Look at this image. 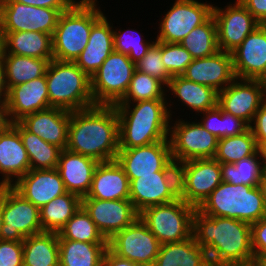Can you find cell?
I'll use <instances>...</instances> for the list:
<instances>
[{"mask_svg": "<svg viewBox=\"0 0 266 266\" xmlns=\"http://www.w3.org/2000/svg\"><path fill=\"white\" fill-rule=\"evenodd\" d=\"M103 266H147V265L136 264L129 261L128 259L120 258L116 254L112 253L109 249H107L104 255Z\"/></svg>", "mask_w": 266, "mask_h": 266, "instance_id": "obj_52", "label": "cell"}, {"mask_svg": "<svg viewBox=\"0 0 266 266\" xmlns=\"http://www.w3.org/2000/svg\"><path fill=\"white\" fill-rule=\"evenodd\" d=\"M98 1H75L62 12L52 36L53 59L75 60L85 49L92 25L105 14Z\"/></svg>", "mask_w": 266, "mask_h": 266, "instance_id": "obj_4", "label": "cell"}, {"mask_svg": "<svg viewBox=\"0 0 266 266\" xmlns=\"http://www.w3.org/2000/svg\"><path fill=\"white\" fill-rule=\"evenodd\" d=\"M197 116H201L199 123L204 129L217 138H221V109L218 106L199 113Z\"/></svg>", "mask_w": 266, "mask_h": 266, "instance_id": "obj_48", "label": "cell"}, {"mask_svg": "<svg viewBox=\"0 0 266 266\" xmlns=\"http://www.w3.org/2000/svg\"><path fill=\"white\" fill-rule=\"evenodd\" d=\"M12 125L18 130L24 148L27 151L31 169L57 168L62 149L44 141L42 138L27 131L19 122Z\"/></svg>", "mask_w": 266, "mask_h": 266, "instance_id": "obj_36", "label": "cell"}, {"mask_svg": "<svg viewBox=\"0 0 266 266\" xmlns=\"http://www.w3.org/2000/svg\"><path fill=\"white\" fill-rule=\"evenodd\" d=\"M177 167L179 197L196 208L222 182L221 163L214 158L192 159Z\"/></svg>", "mask_w": 266, "mask_h": 266, "instance_id": "obj_11", "label": "cell"}, {"mask_svg": "<svg viewBox=\"0 0 266 266\" xmlns=\"http://www.w3.org/2000/svg\"><path fill=\"white\" fill-rule=\"evenodd\" d=\"M31 169L18 130L11 124L0 133V186H12Z\"/></svg>", "mask_w": 266, "mask_h": 266, "instance_id": "obj_24", "label": "cell"}, {"mask_svg": "<svg viewBox=\"0 0 266 266\" xmlns=\"http://www.w3.org/2000/svg\"><path fill=\"white\" fill-rule=\"evenodd\" d=\"M258 187L260 189L261 195L264 198V201L266 203V172L263 173L259 183H258Z\"/></svg>", "mask_w": 266, "mask_h": 266, "instance_id": "obj_56", "label": "cell"}, {"mask_svg": "<svg viewBox=\"0 0 266 266\" xmlns=\"http://www.w3.org/2000/svg\"><path fill=\"white\" fill-rule=\"evenodd\" d=\"M3 226V212H2V186H0V240H2L1 237V228Z\"/></svg>", "mask_w": 266, "mask_h": 266, "instance_id": "obj_58", "label": "cell"}, {"mask_svg": "<svg viewBox=\"0 0 266 266\" xmlns=\"http://www.w3.org/2000/svg\"><path fill=\"white\" fill-rule=\"evenodd\" d=\"M113 24L103 14L93 25L88 43L75 63L90 78L114 51Z\"/></svg>", "mask_w": 266, "mask_h": 266, "instance_id": "obj_27", "label": "cell"}, {"mask_svg": "<svg viewBox=\"0 0 266 266\" xmlns=\"http://www.w3.org/2000/svg\"><path fill=\"white\" fill-rule=\"evenodd\" d=\"M130 196L133 207L140 213L143 209L172 202L179 198L178 171H159L155 175H135L130 180Z\"/></svg>", "mask_w": 266, "mask_h": 266, "instance_id": "obj_15", "label": "cell"}, {"mask_svg": "<svg viewBox=\"0 0 266 266\" xmlns=\"http://www.w3.org/2000/svg\"><path fill=\"white\" fill-rule=\"evenodd\" d=\"M6 34L3 27V20L0 14V56L5 52Z\"/></svg>", "mask_w": 266, "mask_h": 266, "instance_id": "obj_55", "label": "cell"}, {"mask_svg": "<svg viewBox=\"0 0 266 266\" xmlns=\"http://www.w3.org/2000/svg\"><path fill=\"white\" fill-rule=\"evenodd\" d=\"M8 86L6 82L5 68L0 57V102H6L8 98Z\"/></svg>", "mask_w": 266, "mask_h": 266, "instance_id": "obj_53", "label": "cell"}, {"mask_svg": "<svg viewBox=\"0 0 266 266\" xmlns=\"http://www.w3.org/2000/svg\"><path fill=\"white\" fill-rule=\"evenodd\" d=\"M259 266H266V254H261L255 259Z\"/></svg>", "mask_w": 266, "mask_h": 266, "instance_id": "obj_59", "label": "cell"}, {"mask_svg": "<svg viewBox=\"0 0 266 266\" xmlns=\"http://www.w3.org/2000/svg\"><path fill=\"white\" fill-rule=\"evenodd\" d=\"M82 207L107 240L115 233L131 225L139 217V213L133 207L130 199L82 198Z\"/></svg>", "mask_w": 266, "mask_h": 266, "instance_id": "obj_19", "label": "cell"}, {"mask_svg": "<svg viewBox=\"0 0 266 266\" xmlns=\"http://www.w3.org/2000/svg\"><path fill=\"white\" fill-rule=\"evenodd\" d=\"M249 129V125L242 119L221 110V138L237 136Z\"/></svg>", "mask_w": 266, "mask_h": 266, "instance_id": "obj_46", "label": "cell"}, {"mask_svg": "<svg viewBox=\"0 0 266 266\" xmlns=\"http://www.w3.org/2000/svg\"><path fill=\"white\" fill-rule=\"evenodd\" d=\"M153 266H211L207 252L194 236L161 245Z\"/></svg>", "mask_w": 266, "mask_h": 266, "instance_id": "obj_30", "label": "cell"}, {"mask_svg": "<svg viewBox=\"0 0 266 266\" xmlns=\"http://www.w3.org/2000/svg\"><path fill=\"white\" fill-rule=\"evenodd\" d=\"M259 151L262 157L264 171L266 172V142L259 147Z\"/></svg>", "mask_w": 266, "mask_h": 266, "instance_id": "obj_57", "label": "cell"}, {"mask_svg": "<svg viewBox=\"0 0 266 266\" xmlns=\"http://www.w3.org/2000/svg\"><path fill=\"white\" fill-rule=\"evenodd\" d=\"M251 238L254 258L266 254V217L251 224Z\"/></svg>", "mask_w": 266, "mask_h": 266, "instance_id": "obj_47", "label": "cell"}, {"mask_svg": "<svg viewBox=\"0 0 266 266\" xmlns=\"http://www.w3.org/2000/svg\"><path fill=\"white\" fill-rule=\"evenodd\" d=\"M142 37L143 35L136 29H124V31L121 28L113 29L114 51L127 54L131 61L136 64L156 42V40L147 41Z\"/></svg>", "mask_w": 266, "mask_h": 266, "instance_id": "obj_42", "label": "cell"}, {"mask_svg": "<svg viewBox=\"0 0 266 266\" xmlns=\"http://www.w3.org/2000/svg\"><path fill=\"white\" fill-rule=\"evenodd\" d=\"M161 58L171 76L182 75L193 61L191 54L180 43L162 42Z\"/></svg>", "mask_w": 266, "mask_h": 266, "instance_id": "obj_44", "label": "cell"}, {"mask_svg": "<svg viewBox=\"0 0 266 266\" xmlns=\"http://www.w3.org/2000/svg\"><path fill=\"white\" fill-rule=\"evenodd\" d=\"M185 120L171 118L169 141L172 160L180 164L192 159L214 158L219 138L204 129L199 120Z\"/></svg>", "mask_w": 266, "mask_h": 266, "instance_id": "obj_9", "label": "cell"}, {"mask_svg": "<svg viewBox=\"0 0 266 266\" xmlns=\"http://www.w3.org/2000/svg\"><path fill=\"white\" fill-rule=\"evenodd\" d=\"M6 104L12 123L26 115L50 108L46 75L11 87Z\"/></svg>", "mask_w": 266, "mask_h": 266, "instance_id": "obj_25", "label": "cell"}, {"mask_svg": "<svg viewBox=\"0 0 266 266\" xmlns=\"http://www.w3.org/2000/svg\"><path fill=\"white\" fill-rule=\"evenodd\" d=\"M61 11L16 1H2L1 17L5 32L36 31L53 36Z\"/></svg>", "mask_w": 266, "mask_h": 266, "instance_id": "obj_17", "label": "cell"}, {"mask_svg": "<svg viewBox=\"0 0 266 266\" xmlns=\"http://www.w3.org/2000/svg\"><path fill=\"white\" fill-rule=\"evenodd\" d=\"M81 206L82 198L69 192L48 202L40 208V222L43 232L59 233Z\"/></svg>", "mask_w": 266, "mask_h": 266, "instance_id": "obj_34", "label": "cell"}, {"mask_svg": "<svg viewBox=\"0 0 266 266\" xmlns=\"http://www.w3.org/2000/svg\"><path fill=\"white\" fill-rule=\"evenodd\" d=\"M2 1L3 0H0V13H1Z\"/></svg>", "mask_w": 266, "mask_h": 266, "instance_id": "obj_62", "label": "cell"}, {"mask_svg": "<svg viewBox=\"0 0 266 266\" xmlns=\"http://www.w3.org/2000/svg\"><path fill=\"white\" fill-rule=\"evenodd\" d=\"M58 239H70L88 243H108L89 214L81 206L59 231Z\"/></svg>", "mask_w": 266, "mask_h": 266, "instance_id": "obj_40", "label": "cell"}, {"mask_svg": "<svg viewBox=\"0 0 266 266\" xmlns=\"http://www.w3.org/2000/svg\"><path fill=\"white\" fill-rule=\"evenodd\" d=\"M166 92H170L169 100L172 97L178 98L181 105L185 106L194 115L213 109L217 106L218 92L213 88L187 80L182 75L172 76Z\"/></svg>", "mask_w": 266, "mask_h": 266, "instance_id": "obj_29", "label": "cell"}, {"mask_svg": "<svg viewBox=\"0 0 266 266\" xmlns=\"http://www.w3.org/2000/svg\"><path fill=\"white\" fill-rule=\"evenodd\" d=\"M0 266H23L22 241L0 240Z\"/></svg>", "mask_w": 266, "mask_h": 266, "instance_id": "obj_45", "label": "cell"}, {"mask_svg": "<svg viewBox=\"0 0 266 266\" xmlns=\"http://www.w3.org/2000/svg\"><path fill=\"white\" fill-rule=\"evenodd\" d=\"M130 181L116 160L99 162L88 194L83 198L98 200L129 199Z\"/></svg>", "mask_w": 266, "mask_h": 266, "instance_id": "obj_28", "label": "cell"}, {"mask_svg": "<svg viewBox=\"0 0 266 266\" xmlns=\"http://www.w3.org/2000/svg\"><path fill=\"white\" fill-rule=\"evenodd\" d=\"M193 236L207 252L211 266H229L254 261L251 224L228 217L207 216L197 208Z\"/></svg>", "mask_w": 266, "mask_h": 266, "instance_id": "obj_1", "label": "cell"}, {"mask_svg": "<svg viewBox=\"0 0 266 266\" xmlns=\"http://www.w3.org/2000/svg\"><path fill=\"white\" fill-rule=\"evenodd\" d=\"M207 216L228 217L249 224L266 217L258 186L221 182L197 208Z\"/></svg>", "mask_w": 266, "mask_h": 266, "instance_id": "obj_5", "label": "cell"}, {"mask_svg": "<svg viewBox=\"0 0 266 266\" xmlns=\"http://www.w3.org/2000/svg\"><path fill=\"white\" fill-rule=\"evenodd\" d=\"M8 89L30 80L40 78L46 73L49 61L42 58L2 54Z\"/></svg>", "mask_w": 266, "mask_h": 266, "instance_id": "obj_35", "label": "cell"}, {"mask_svg": "<svg viewBox=\"0 0 266 266\" xmlns=\"http://www.w3.org/2000/svg\"><path fill=\"white\" fill-rule=\"evenodd\" d=\"M2 240L23 241L42 233L40 209L19 194L12 186H2Z\"/></svg>", "mask_w": 266, "mask_h": 266, "instance_id": "obj_10", "label": "cell"}, {"mask_svg": "<svg viewBox=\"0 0 266 266\" xmlns=\"http://www.w3.org/2000/svg\"><path fill=\"white\" fill-rule=\"evenodd\" d=\"M5 52L33 58L53 60L52 35L36 31L5 32Z\"/></svg>", "mask_w": 266, "mask_h": 266, "instance_id": "obj_31", "label": "cell"}, {"mask_svg": "<svg viewBox=\"0 0 266 266\" xmlns=\"http://www.w3.org/2000/svg\"><path fill=\"white\" fill-rule=\"evenodd\" d=\"M166 90L167 87L160 80L135 69L128 90L118 103L168 99Z\"/></svg>", "mask_w": 266, "mask_h": 266, "instance_id": "obj_41", "label": "cell"}, {"mask_svg": "<svg viewBox=\"0 0 266 266\" xmlns=\"http://www.w3.org/2000/svg\"><path fill=\"white\" fill-rule=\"evenodd\" d=\"M182 76L220 92L236 78L232 54L219 50L212 56L193 59Z\"/></svg>", "mask_w": 266, "mask_h": 266, "instance_id": "obj_21", "label": "cell"}, {"mask_svg": "<svg viewBox=\"0 0 266 266\" xmlns=\"http://www.w3.org/2000/svg\"><path fill=\"white\" fill-rule=\"evenodd\" d=\"M259 151L250 129L237 136L220 138L214 156L219 163H236Z\"/></svg>", "mask_w": 266, "mask_h": 266, "instance_id": "obj_39", "label": "cell"}, {"mask_svg": "<svg viewBox=\"0 0 266 266\" xmlns=\"http://www.w3.org/2000/svg\"><path fill=\"white\" fill-rule=\"evenodd\" d=\"M70 111L50 107L26 115L18 122L29 132L36 134L44 141L66 149Z\"/></svg>", "mask_w": 266, "mask_h": 266, "instance_id": "obj_23", "label": "cell"}, {"mask_svg": "<svg viewBox=\"0 0 266 266\" xmlns=\"http://www.w3.org/2000/svg\"><path fill=\"white\" fill-rule=\"evenodd\" d=\"M59 266H103L108 243L58 239Z\"/></svg>", "mask_w": 266, "mask_h": 266, "instance_id": "obj_33", "label": "cell"}, {"mask_svg": "<svg viewBox=\"0 0 266 266\" xmlns=\"http://www.w3.org/2000/svg\"><path fill=\"white\" fill-rule=\"evenodd\" d=\"M12 124L6 102H0V133L4 132Z\"/></svg>", "mask_w": 266, "mask_h": 266, "instance_id": "obj_54", "label": "cell"}, {"mask_svg": "<svg viewBox=\"0 0 266 266\" xmlns=\"http://www.w3.org/2000/svg\"><path fill=\"white\" fill-rule=\"evenodd\" d=\"M249 129L255 137L258 147L266 142V102L256 112Z\"/></svg>", "mask_w": 266, "mask_h": 266, "instance_id": "obj_49", "label": "cell"}, {"mask_svg": "<svg viewBox=\"0 0 266 266\" xmlns=\"http://www.w3.org/2000/svg\"><path fill=\"white\" fill-rule=\"evenodd\" d=\"M162 42L156 41L144 57L135 64L136 69L160 80L166 87L172 76L167 72L162 62Z\"/></svg>", "mask_w": 266, "mask_h": 266, "instance_id": "obj_43", "label": "cell"}, {"mask_svg": "<svg viewBox=\"0 0 266 266\" xmlns=\"http://www.w3.org/2000/svg\"><path fill=\"white\" fill-rule=\"evenodd\" d=\"M98 161L68 149L60 153L57 170L67 192L85 197L91 187L93 174Z\"/></svg>", "mask_w": 266, "mask_h": 266, "instance_id": "obj_26", "label": "cell"}, {"mask_svg": "<svg viewBox=\"0 0 266 266\" xmlns=\"http://www.w3.org/2000/svg\"><path fill=\"white\" fill-rule=\"evenodd\" d=\"M45 75L50 107L72 112L95 105L91 79L75 62L53 59Z\"/></svg>", "mask_w": 266, "mask_h": 266, "instance_id": "obj_6", "label": "cell"}, {"mask_svg": "<svg viewBox=\"0 0 266 266\" xmlns=\"http://www.w3.org/2000/svg\"><path fill=\"white\" fill-rule=\"evenodd\" d=\"M260 83H261V86H262V89H263V92H264V95H265V98H266V72L265 74L259 79Z\"/></svg>", "mask_w": 266, "mask_h": 266, "instance_id": "obj_60", "label": "cell"}, {"mask_svg": "<svg viewBox=\"0 0 266 266\" xmlns=\"http://www.w3.org/2000/svg\"><path fill=\"white\" fill-rule=\"evenodd\" d=\"M98 162L115 160L119 151V121L114 105H94L72 111L67 147Z\"/></svg>", "mask_w": 266, "mask_h": 266, "instance_id": "obj_2", "label": "cell"}, {"mask_svg": "<svg viewBox=\"0 0 266 266\" xmlns=\"http://www.w3.org/2000/svg\"><path fill=\"white\" fill-rule=\"evenodd\" d=\"M23 266H59L58 233L42 232L25 237Z\"/></svg>", "mask_w": 266, "mask_h": 266, "instance_id": "obj_32", "label": "cell"}, {"mask_svg": "<svg viewBox=\"0 0 266 266\" xmlns=\"http://www.w3.org/2000/svg\"><path fill=\"white\" fill-rule=\"evenodd\" d=\"M266 98L259 80L235 78L222 91L218 92L217 106L251 124Z\"/></svg>", "mask_w": 266, "mask_h": 266, "instance_id": "obj_18", "label": "cell"}, {"mask_svg": "<svg viewBox=\"0 0 266 266\" xmlns=\"http://www.w3.org/2000/svg\"><path fill=\"white\" fill-rule=\"evenodd\" d=\"M3 1H16L26 5L45 7L50 9H58L61 12H65L75 1H98V0H3Z\"/></svg>", "mask_w": 266, "mask_h": 266, "instance_id": "obj_50", "label": "cell"}, {"mask_svg": "<svg viewBox=\"0 0 266 266\" xmlns=\"http://www.w3.org/2000/svg\"><path fill=\"white\" fill-rule=\"evenodd\" d=\"M260 23H266V0H239Z\"/></svg>", "mask_w": 266, "mask_h": 266, "instance_id": "obj_51", "label": "cell"}, {"mask_svg": "<svg viewBox=\"0 0 266 266\" xmlns=\"http://www.w3.org/2000/svg\"><path fill=\"white\" fill-rule=\"evenodd\" d=\"M12 187L39 209L67 192L56 168L30 169Z\"/></svg>", "mask_w": 266, "mask_h": 266, "instance_id": "obj_22", "label": "cell"}, {"mask_svg": "<svg viewBox=\"0 0 266 266\" xmlns=\"http://www.w3.org/2000/svg\"><path fill=\"white\" fill-rule=\"evenodd\" d=\"M168 99H153L133 103H117L119 149L146 146L169 141L173 107ZM173 112V113H172Z\"/></svg>", "mask_w": 266, "mask_h": 266, "instance_id": "obj_3", "label": "cell"}, {"mask_svg": "<svg viewBox=\"0 0 266 266\" xmlns=\"http://www.w3.org/2000/svg\"><path fill=\"white\" fill-rule=\"evenodd\" d=\"M161 244L138 217L131 225L115 233L108 240V249L118 257L153 266Z\"/></svg>", "mask_w": 266, "mask_h": 266, "instance_id": "obj_13", "label": "cell"}, {"mask_svg": "<svg viewBox=\"0 0 266 266\" xmlns=\"http://www.w3.org/2000/svg\"><path fill=\"white\" fill-rule=\"evenodd\" d=\"M135 69L127 54L113 51L90 78L95 105L117 104L126 94Z\"/></svg>", "mask_w": 266, "mask_h": 266, "instance_id": "obj_8", "label": "cell"}, {"mask_svg": "<svg viewBox=\"0 0 266 266\" xmlns=\"http://www.w3.org/2000/svg\"><path fill=\"white\" fill-rule=\"evenodd\" d=\"M229 266H259L256 261H251V262H247V263H239V264H232Z\"/></svg>", "mask_w": 266, "mask_h": 266, "instance_id": "obj_61", "label": "cell"}, {"mask_svg": "<svg viewBox=\"0 0 266 266\" xmlns=\"http://www.w3.org/2000/svg\"><path fill=\"white\" fill-rule=\"evenodd\" d=\"M195 210L196 207L179 197L172 202L143 209L139 218L163 245L183 241L193 235Z\"/></svg>", "mask_w": 266, "mask_h": 266, "instance_id": "obj_7", "label": "cell"}, {"mask_svg": "<svg viewBox=\"0 0 266 266\" xmlns=\"http://www.w3.org/2000/svg\"><path fill=\"white\" fill-rule=\"evenodd\" d=\"M179 43L191 54L193 59L209 57L218 52L217 25L213 15L203 24L194 28Z\"/></svg>", "mask_w": 266, "mask_h": 266, "instance_id": "obj_37", "label": "cell"}, {"mask_svg": "<svg viewBox=\"0 0 266 266\" xmlns=\"http://www.w3.org/2000/svg\"><path fill=\"white\" fill-rule=\"evenodd\" d=\"M129 181L135 175H155L159 171H178L171 157L170 141H159L131 149H119L115 159Z\"/></svg>", "mask_w": 266, "mask_h": 266, "instance_id": "obj_14", "label": "cell"}, {"mask_svg": "<svg viewBox=\"0 0 266 266\" xmlns=\"http://www.w3.org/2000/svg\"><path fill=\"white\" fill-rule=\"evenodd\" d=\"M172 4L165 16L159 20L156 41L179 43L212 15L214 5L198 0H175Z\"/></svg>", "mask_w": 266, "mask_h": 266, "instance_id": "obj_12", "label": "cell"}, {"mask_svg": "<svg viewBox=\"0 0 266 266\" xmlns=\"http://www.w3.org/2000/svg\"><path fill=\"white\" fill-rule=\"evenodd\" d=\"M231 54L236 78L259 80L266 72V28L260 24Z\"/></svg>", "mask_w": 266, "mask_h": 266, "instance_id": "obj_20", "label": "cell"}, {"mask_svg": "<svg viewBox=\"0 0 266 266\" xmlns=\"http://www.w3.org/2000/svg\"><path fill=\"white\" fill-rule=\"evenodd\" d=\"M228 4L225 8L214 5L212 15L217 25L219 50L232 53L260 23L239 0Z\"/></svg>", "mask_w": 266, "mask_h": 266, "instance_id": "obj_16", "label": "cell"}, {"mask_svg": "<svg viewBox=\"0 0 266 266\" xmlns=\"http://www.w3.org/2000/svg\"><path fill=\"white\" fill-rule=\"evenodd\" d=\"M260 151L234 164L221 163L222 181L232 184L258 186L263 175L264 166Z\"/></svg>", "mask_w": 266, "mask_h": 266, "instance_id": "obj_38", "label": "cell"}]
</instances>
